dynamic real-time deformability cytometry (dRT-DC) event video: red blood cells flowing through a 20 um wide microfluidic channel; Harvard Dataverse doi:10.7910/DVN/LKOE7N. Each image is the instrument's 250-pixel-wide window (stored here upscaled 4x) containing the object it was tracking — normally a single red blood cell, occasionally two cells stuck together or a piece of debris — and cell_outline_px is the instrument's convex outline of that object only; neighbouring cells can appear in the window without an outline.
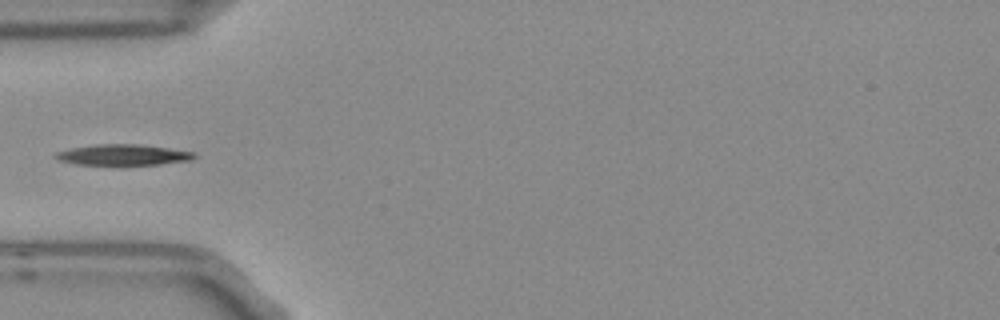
{"species": "Egyptian fruit bat (a non-hibernating species)", "species_latin": "Rousettus aegyptiacus", "temperature_condition": "room temperature", "stored_images_in_passage": 3, "camera_frame_rate_fps": 3000, "um_per_image_px": 0.085, "frame": {"image": 1, "passage_image": 3, "time_ms": 0.667, "image_size_px": [1000, 320], "cell_outline_px": [[196, 156], [192, 160], [160, 164], [76, 164], [60, 160], [56, 156], [56, 152], [72, 148], [96, 144], [140, 144], [196, 152]], "centroid_in_image_um": [10.53, 13.15], "position_along_channel_um": 74.5, "area_um2": 16.53}}